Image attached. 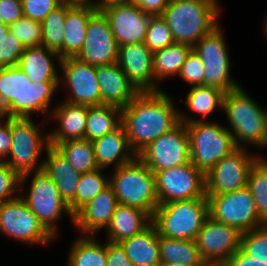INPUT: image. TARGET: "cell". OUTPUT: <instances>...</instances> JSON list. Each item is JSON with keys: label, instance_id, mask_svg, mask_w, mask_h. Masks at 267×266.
Returning a JSON list of instances; mask_svg holds the SVG:
<instances>
[{"label": "cell", "instance_id": "cell-46", "mask_svg": "<svg viewBox=\"0 0 267 266\" xmlns=\"http://www.w3.org/2000/svg\"><path fill=\"white\" fill-rule=\"evenodd\" d=\"M23 17L21 0H0V18L6 25H11Z\"/></svg>", "mask_w": 267, "mask_h": 266}, {"label": "cell", "instance_id": "cell-55", "mask_svg": "<svg viewBox=\"0 0 267 266\" xmlns=\"http://www.w3.org/2000/svg\"><path fill=\"white\" fill-rule=\"evenodd\" d=\"M266 17H267V16H266ZM264 24H265L264 26H265V29H266L265 31L267 32V18H266V21H265ZM266 34H267V33H266Z\"/></svg>", "mask_w": 267, "mask_h": 266}, {"label": "cell", "instance_id": "cell-4", "mask_svg": "<svg viewBox=\"0 0 267 266\" xmlns=\"http://www.w3.org/2000/svg\"><path fill=\"white\" fill-rule=\"evenodd\" d=\"M233 132L234 143L267 148V109H262L240 86L225 93L223 108Z\"/></svg>", "mask_w": 267, "mask_h": 266}, {"label": "cell", "instance_id": "cell-3", "mask_svg": "<svg viewBox=\"0 0 267 266\" xmlns=\"http://www.w3.org/2000/svg\"><path fill=\"white\" fill-rule=\"evenodd\" d=\"M217 0H170L161 17L174 41L193 47L219 25Z\"/></svg>", "mask_w": 267, "mask_h": 266}, {"label": "cell", "instance_id": "cell-34", "mask_svg": "<svg viewBox=\"0 0 267 266\" xmlns=\"http://www.w3.org/2000/svg\"><path fill=\"white\" fill-rule=\"evenodd\" d=\"M91 235H81L72 245L68 266H106V244L101 245Z\"/></svg>", "mask_w": 267, "mask_h": 266}, {"label": "cell", "instance_id": "cell-19", "mask_svg": "<svg viewBox=\"0 0 267 266\" xmlns=\"http://www.w3.org/2000/svg\"><path fill=\"white\" fill-rule=\"evenodd\" d=\"M101 11L109 21L118 46L144 43L152 15L143 12L131 1L108 5Z\"/></svg>", "mask_w": 267, "mask_h": 266}, {"label": "cell", "instance_id": "cell-1", "mask_svg": "<svg viewBox=\"0 0 267 266\" xmlns=\"http://www.w3.org/2000/svg\"><path fill=\"white\" fill-rule=\"evenodd\" d=\"M178 109L164 91L140 92L121 109V125L136 156L179 123Z\"/></svg>", "mask_w": 267, "mask_h": 266}, {"label": "cell", "instance_id": "cell-41", "mask_svg": "<svg viewBox=\"0 0 267 266\" xmlns=\"http://www.w3.org/2000/svg\"><path fill=\"white\" fill-rule=\"evenodd\" d=\"M12 33L26 47L39 46L42 43V25L27 17H22L9 26Z\"/></svg>", "mask_w": 267, "mask_h": 266}, {"label": "cell", "instance_id": "cell-23", "mask_svg": "<svg viewBox=\"0 0 267 266\" xmlns=\"http://www.w3.org/2000/svg\"><path fill=\"white\" fill-rule=\"evenodd\" d=\"M54 120L57 119L59 128L49 133V143L56 146L58 143L69 140L85 139L88 106L62 102L52 113Z\"/></svg>", "mask_w": 267, "mask_h": 266}, {"label": "cell", "instance_id": "cell-7", "mask_svg": "<svg viewBox=\"0 0 267 266\" xmlns=\"http://www.w3.org/2000/svg\"><path fill=\"white\" fill-rule=\"evenodd\" d=\"M189 135L190 162L205 175L238 147L231 130L218 123L195 121L186 124Z\"/></svg>", "mask_w": 267, "mask_h": 266}, {"label": "cell", "instance_id": "cell-21", "mask_svg": "<svg viewBox=\"0 0 267 266\" xmlns=\"http://www.w3.org/2000/svg\"><path fill=\"white\" fill-rule=\"evenodd\" d=\"M96 75L100 84L101 105L122 109L140 93L117 62L96 67Z\"/></svg>", "mask_w": 267, "mask_h": 266}, {"label": "cell", "instance_id": "cell-53", "mask_svg": "<svg viewBox=\"0 0 267 266\" xmlns=\"http://www.w3.org/2000/svg\"><path fill=\"white\" fill-rule=\"evenodd\" d=\"M9 33V25L4 23L0 24V42L5 39L6 35Z\"/></svg>", "mask_w": 267, "mask_h": 266}, {"label": "cell", "instance_id": "cell-26", "mask_svg": "<svg viewBox=\"0 0 267 266\" xmlns=\"http://www.w3.org/2000/svg\"><path fill=\"white\" fill-rule=\"evenodd\" d=\"M61 62L60 55L43 45L26 47L18 62V67L27 75L29 80L38 82H60L53 58Z\"/></svg>", "mask_w": 267, "mask_h": 266}, {"label": "cell", "instance_id": "cell-40", "mask_svg": "<svg viewBox=\"0 0 267 266\" xmlns=\"http://www.w3.org/2000/svg\"><path fill=\"white\" fill-rule=\"evenodd\" d=\"M240 249L255 261H267V224L243 232Z\"/></svg>", "mask_w": 267, "mask_h": 266}, {"label": "cell", "instance_id": "cell-32", "mask_svg": "<svg viewBox=\"0 0 267 266\" xmlns=\"http://www.w3.org/2000/svg\"><path fill=\"white\" fill-rule=\"evenodd\" d=\"M121 125V109L112 105L88 106L85 139L93 141Z\"/></svg>", "mask_w": 267, "mask_h": 266}, {"label": "cell", "instance_id": "cell-20", "mask_svg": "<svg viewBox=\"0 0 267 266\" xmlns=\"http://www.w3.org/2000/svg\"><path fill=\"white\" fill-rule=\"evenodd\" d=\"M117 63L139 92H155L153 52L145 43L119 46Z\"/></svg>", "mask_w": 267, "mask_h": 266}, {"label": "cell", "instance_id": "cell-10", "mask_svg": "<svg viewBox=\"0 0 267 266\" xmlns=\"http://www.w3.org/2000/svg\"><path fill=\"white\" fill-rule=\"evenodd\" d=\"M220 25L198 41L192 49L204 64V86L214 87L224 93L241 85L230 75V58Z\"/></svg>", "mask_w": 267, "mask_h": 266}, {"label": "cell", "instance_id": "cell-17", "mask_svg": "<svg viewBox=\"0 0 267 266\" xmlns=\"http://www.w3.org/2000/svg\"><path fill=\"white\" fill-rule=\"evenodd\" d=\"M58 65L64 75L59 84L63 83L61 86L66 85L71 92L65 102L89 107L101 105L100 84L95 66L76 57L62 58Z\"/></svg>", "mask_w": 267, "mask_h": 266}, {"label": "cell", "instance_id": "cell-24", "mask_svg": "<svg viewBox=\"0 0 267 266\" xmlns=\"http://www.w3.org/2000/svg\"><path fill=\"white\" fill-rule=\"evenodd\" d=\"M97 166L105 169L115 165L113 169L132 162L137 156L131 150L125 130L120 125L111 133L92 141Z\"/></svg>", "mask_w": 267, "mask_h": 266}, {"label": "cell", "instance_id": "cell-35", "mask_svg": "<svg viewBox=\"0 0 267 266\" xmlns=\"http://www.w3.org/2000/svg\"><path fill=\"white\" fill-rule=\"evenodd\" d=\"M55 147L80 174L92 172L99 168L95 160L92 141L86 139L69 140L58 143Z\"/></svg>", "mask_w": 267, "mask_h": 266}, {"label": "cell", "instance_id": "cell-25", "mask_svg": "<svg viewBox=\"0 0 267 266\" xmlns=\"http://www.w3.org/2000/svg\"><path fill=\"white\" fill-rule=\"evenodd\" d=\"M46 153L47 158L43 160L42 170L52 179L62 199L69 205L75 199L81 174L56 147L50 145Z\"/></svg>", "mask_w": 267, "mask_h": 266}, {"label": "cell", "instance_id": "cell-8", "mask_svg": "<svg viewBox=\"0 0 267 266\" xmlns=\"http://www.w3.org/2000/svg\"><path fill=\"white\" fill-rule=\"evenodd\" d=\"M42 134L32 117H11L12 144L3 162L20 176L42 170L44 161L38 159L50 146L49 133Z\"/></svg>", "mask_w": 267, "mask_h": 266}, {"label": "cell", "instance_id": "cell-31", "mask_svg": "<svg viewBox=\"0 0 267 266\" xmlns=\"http://www.w3.org/2000/svg\"><path fill=\"white\" fill-rule=\"evenodd\" d=\"M191 50V46L175 42L164 49L153 52L155 92L161 91L157 82L175 74L179 75L182 65L185 63V59Z\"/></svg>", "mask_w": 267, "mask_h": 266}, {"label": "cell", "instance_id": "cell-43", "mask_svg": "<svg viewBox=\"0 0 267 266\" xmlns=\"http://www.w3.org/2000/svg\"><path fill=\"white\" fill-rule=\"evenodd\" d=\"M20 179L21 176L15 170L0 162V204L19 196L14 194L20 192Z\"/></svg>", "mask_w": 267, "mask_h": 266}, {"label": "cell", "instance_id": "cell-52", "mask_svg": "<svg viewBox=\"0 0 267 266\" xmlns=\"http://www.w3.org/2000/svg\"><path fill=\"white\" fill-rule=\"evenodd\" d=\"M129 0H97V10H101L102 8L111 5V4H116L120 2H126Z\"/></svg>", "mask_w": 267, "mask_h": 266}, {"label": "cell", "instance_id": "cell-33", "mask_svg": "<svg viewBox=\"0 0 267 266\" xmlns=\"http://www.w3.org/2000/svg\"><path fill=\"white\" fill-rule=\"evenodd\" d=\"M159 251L161 263L206 264L195 240L159 236Z\"/></svg>", "mask_w": 267, "mask_h": 266}, {"label": "cell", "instance_id": "cell-44", "mask_svg": "<svg viewBox=\"0 0 267 266\" xmlns=\"http://www.w3.org/2000/svg\"><path fill=\"white\" fill-rule=\"evenodd\" d=\"M24 50L23 44L9 32L0 42V68L17 66Z\"/></svg>", "mask_w": 267, "mask_h": 266}, {"label": "cell", "instance_id": "cell-15", "mask_svg": "<svg viewBox=\"0 0 267 266\" xmlns=\"http://www.w3.org/2000/svg\"><path fill=\"white\" fill-rule=\"evenodd\" d=\"M238 147L205 175L206 195H220L246 187L251 166L259 158Z\"/></svg>", "mask_w": 267, "mask_h": 266}, {"label": "cell", "instance_id": "cell-30", "mask_svg": "<svg viewBox=\"0 0 267 266\" xmlns=\"http://www.w3.org/2000/svg\"><path fill=\"white\" fill-rule=\"evenodd\" d=\"M225 93L214 87L196 86L191 87L188 92L185 105L191 112L201 115L202 119H195L193 117H186L183 113H179V120L181 123L190 124L195 121H205L204 117L208 116L215 109L223 108V98Z\"/></svg>", "mask_w": 267, "mask_h": 266}, {"label": "cell", "instance_id": "cell-37", "mask_svg": "<svg viewBox=\"0 0 267 266\" xmlns=\"http://www.w3.org/2000/svg\"><path fill=\"white\" fill-rule=\"evenodd\" d=\"M66 3H62L51 11L41 22L42 43L47 49L57 52L64 58Z\"/></svg>", "mask_w": 267, "mask_h": 266}, {"label": "cell", "instance_id": "cell-38", "mask_svg": "<svg viewBox=\"0 0 267 266\" xmlns=\"http://www.w3.org/2000/svg\"><path fill=\"white\" fill-rule=\"evenodd\" d=\"M246 186L253 196L257 215L267 224V159L259 156L251 166Z\"/></svg>", "mask_w": 267, "mask_h": 266}, {"label": "cell", "instance_id": "cell-16", "mask_svg": "<svg viewBox=\"0 0 267 266\" xmlns=\"http://www.w3.org/2000/svg\"><path fill=\"white\" fill-rule=\"evenodd\" d=\"M242 233L235 227L208 217L195 239L208 266H223L240 249Z\"/></svg>", "mask_w": 267, "mask_h": 266}, {"label": "cell", "instance_id": "cell-54", "mask_svg": "<svg viewBox=\"0 0 267 266\" xmlns=\"http://www.w3.org/2000/svg\"><path fill=\"white\" fill-rule=\"evenodd\" d=\"M160 266H208L207 264H177V263H161Z\"/></svg>", "mask_w": 267, "mask_h": 266}, {"label": "cell", "instance_id": "cell-48", "mask_svg": "<svg viewBox=\"0 0 267 266\" xmlns=\"http://www.w3.org/2000/svg\"><path fill=\"white\" fill-rule=\"evenodd\" d=\"M2 119L3 121L5 120L4 124ZM11 144V117L0 116V162H3L8 157Z\"/></svg>", "mask_w": 267, "mask_h": 266}, {"label": "cell", "instance_id": "cell-9", "mask_svg": "<svg viewBox=\"0 0 267 266\" xmlns=\"http://www.w3.org/2000/svg\"><path fill=\"white\" fill-rule=\"evenodd\" d=\"M29 176L32 177L29 192L26 193V197L21 196V198L43 226L56 238L58 229L55 223L61 219L63 212L72 220L71 223L74 222V216L62 199L55 183L43 170L23 174L20 179V191L23 190L24 182Z\"/></svg>", "mask_w": 267, "mask_h": 266}, {"label": "cell", "instance_id": "cell-11", "mask_svg": "<svg viewBox=\"0 0 267 266\" xmlns=\"http://www.w3.org/2000/svg\"><path fill=\"white\" fill-rule=\"evenodd\" d=\"M206 197L209 201V216L215 221L235 227L241 233L265 225L257 215L253 196L247 186L233 192Z\"/></svg>", "mask_w": 267, "mask_h": 266}, {"label": "cell", "instance_id": "cell-12", "mask_svg": "<svg viewBox=\"0 0 267 266\" xmlns=\"http://www.w3.org/2000/svg\"><path fill=\"white\" fill-rule=\"evenodd\" d=\"M0 232L14 240L33 245H46L55 238L26 205L21 195L0 204Z\"/></svg>", "mask_w": 267, "mask_h": 266}, {"label": "cell", "instance_id": "cell-51", "mask_svg": "<svg viewBox=\"0 0 267 266\" xmlns=\"http://www.w3.org/2000/svg\"><path fill=\"white\" fill-rule=\"evenodd\" d=\"M95 1L96 0H62L63 3L69 6L89 7L97 10V2Z\"/></svg>", "mask_w": 267, "mask_h": 266}, {"label": "cell", "instance_id": "cell-14", "mask_svg": "<svg viewBox=\"0 0 267 266\" xmlns=\"http://www.w3.org/2000/svg\"><path fill=\"white\" fill-rule=\"evenodd\" d=\"M154 174L159 204L206 196L205 174L191 162Z\"/></svg>", "mask_w": 267, "mask_h": 266}, {"label": "cell", "instance_id": "cell-45", "mask_svg": "<svg viewBox=\"0 0 267 266\" xmlns=\"http://www.w3.org/2000/svg\"><path fill=\"white\" fill-rule=\"evenodd\" d=\"M23 16L37 22H42L45 17L61 5L62 0H21Z\"/></svg>", "mask_w": 267, "mask_h": 266}, {"label": "cell", "instance_id": "cell-18", "mask_svg": "<svg viewBox=\"0 0 267 266\" xmlns=\"http://www.w3.org/2000/svg\"><path fill=\"white\" fill-rule=\"evenodd\" d=\"M119 46L105 14L97 10L89 19L86 39L75 56L81 61L98 67L118 61Z\"/></svg>", "mask_w": 267, "mask_h": 266}, {"label": "cell", "instance_id": "cell-39", "mask_svg": "<svg viewBox=\"0 0 267 266\" xmlns=\"http://www.w3.org/2000/svg\"><path fill=\"white\" fill-rule=\"evenodd\" d=\"M144 43L152 52L175 43L171 29L161 15L150 17Z\"/></svg>", "mask_w": 267, "mask_h": 266}, {"label": "cell", "instance_id": "cell-50", "mask_svg": "<svg viewBox=\"0 0 267 266\" xmlns=\"http://www.w3.org/2000/svg\"><path fill=\"white\" fill-rule=\"evenodd\" d=\"M223 266H267V261H255L254 257L238 249Z\"/></svg>", "mask_w": 267, "mask_h": 266}, {"label": "cell", "instance_id": "cell-5", "mask_svg": "<svg viewBox=\"0 0 267 266\" xmlns=\"http://www.w3.org/2000/svg\"><path fill=\"white\" fill-rule=\"evenodd\" d=\"M110 175V186L119 204L138 208L152 218L159 205L155 174L136 157Z\"/></svg>", "mask_w": 267, "mask_h": 266}, {"label": "cell", "instance_id": "cell-29", "mask_svg": "<svg viewBox=\"0 0 267 266\" xmlns=\"http://www.w3.org/2000/svg\"><path fill=\"white\" fill-rule=\"evenodd\" d=\"M96 11L89 7L66 4L64 58L75 57L80 52L86 39L88 21Z\"/></svg>", "mask_w": 267, "mask_h": 266}, {"label": "cell", "instance_id": "cell-27", "mask_svg": "<svg viewBox=\"0 0 267 266\" xmlns=\"http://www.w3.org/2000/svg\"><path fill=\"white\" fill-rule=\"evenodd\" d=\"M119 243L134 266H160L159 234L152 223Z\"/></svg>", "mask_w": 267, "mask_h": 266}, {"label": "cell", "instance_id": "cell-56", "mask_svg": "<svg viewBox=\"0 0 267 266\" xmlns=\"http://www.w3.org/2000/svg\"><path fill=\"white\" fill-rule=\"evenodd\" d=\"M1 23H4V22H3V18H0V24H1Z\"/></svg>", "mask_w": 267, "mask_h": 266}, {"label": "cell", "instance_id": "cell-49", "mask_svg": "<svg viewBox=\"0 0 267 266\" xmlns=\"http://www.w3.org/2000/svg\"><path fill=\"white\" fill-rule=\"evenodd\" d=\"M136 4L143 12L156 16L161 15L170 0H129Z\"/></svg>", "mask_w": 267, "mask_h": 266}, {"label": "cell", "instance_id": "cell-36", "mask_svg": "<svg viewBox=\"0 0 267 266\" xmlns=\"http://www.w3.org/2000/svg\"><path fill=\"white\" fill-rule=\"evenodd\" d=\"M103 170L98 168L92 172L81 174L75 199L68 205L73 216L110 185V177L103 175Z\"/></svg>", "mask_w": 267, "mask_h": 266}, {"label": "cell", "instance_id": "cell-42", "mask_svg": "<svg viewBox=\"0 0 267 266\" xmlns=\"http://www.w3.org/2000/svg\"><path fill=\"white\" fill-rule=\"evenodd\" d=\"M204 64L202 59L192 49L182 65L179 77L192 87L204 86Z\"/></svg>", "mask_w": 267, "mask_h": 266}, {"label": "cell", "instance_id": "cell-47", "mask_svg": "<svg viewBox=\"0 0 267 266\" xmlns=\"http://www.w3.org/2000/svg\"><path fill=\"white\" fill-rule=\"evenodd\" d=\"M106 266H134L119 242H106Z\"/></svg>", "mask_w": 267, "mask_h": 266}, {"label": "cell", "instance_id": "cell-28", "mask_svg": "<svg viewBox=\"0 0 267 266\" xmlns=\"http://www.w3.org/2000/svg\"><path fill=\"white\" fill-rule=\"evenodd\" d=\"M152 223V218L138 208L119 204L106 227L107 241L120 242L141 233Z\"/></svg>", "mask_w": 267, "mask_h": 266}, {"label": "cell", "instance_id": "cell-22", "mask_svg": "<svg viewBox=\"0 0 267 266\" xmlns=\"http://www.w3.org/2000/svg\"><path fill=\"white\" fill-rule=\"evenodd\" d=\"M118 205L109 185L74 215L73 225L84 235H95L99 230H105Z\"/></svg>", "mask_w": 267, "mask_h": 266}, {"label": "cell", "instance_id": "cell-13", "mask_svg": "<svg viewBox=\"0 0 267 266\" xmlns=\"http://www.w3.org/2000/svg\"><path fill=\"white\" fill-rule=\"evenodd\" d=\"M137 157L153 172L190 163L189 135L186 124L152 141Z\"/></svg>", "mask_w": 267, "mask_h": 266}, {"label": "cell", "instance_id": "cell-2", "mask_svg": "<svg viewBox=\"0 0 267 266\" xmlns=\"http://www.w3.org/2000/svg\"><path fill=\"white\" fill-rule=\"evenodd\" d=\"M59 86V82H31L18 66L0 68V116L31 117L39 111L48 114Z\"/></svg>", "mask_w": 267, "mask_h": 266}, {"label": "cell", "instance_id": "cell-6", "mask_svg": "<svg viewBox=\"0 0 267 266\" xmlns=\"http://www.w3.org/2000/svg\"><path fill=\"white\" fill-rule=\"evenodd\" d=\"M208 217L209 201L204 196L159 204L152 216V224L159 236L195 240Z\"/></svg>", "mask_w": 267, "mask_h": 266}]
</instances>
